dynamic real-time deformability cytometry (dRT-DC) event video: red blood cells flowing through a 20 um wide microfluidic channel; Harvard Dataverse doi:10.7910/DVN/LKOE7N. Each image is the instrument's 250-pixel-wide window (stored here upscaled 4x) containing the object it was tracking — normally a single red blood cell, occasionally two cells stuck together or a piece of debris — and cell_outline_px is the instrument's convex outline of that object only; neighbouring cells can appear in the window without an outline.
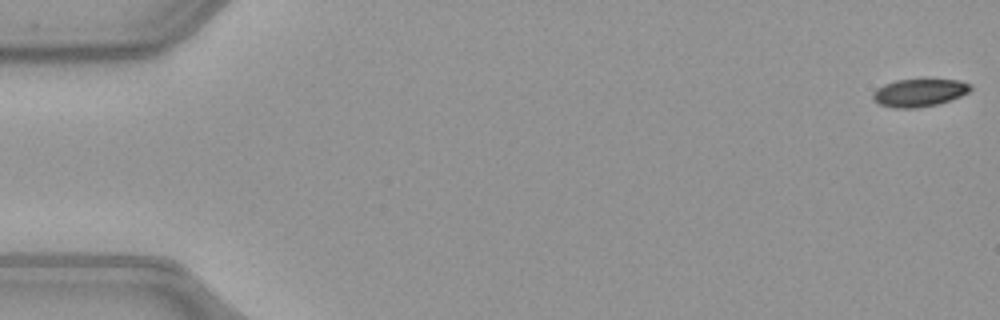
{"species": "common noctule bat (a hibernating species)", "species_latin": "Nyctalus noctula", "temperature_condition": "warm", "stored_images_in_passage": 9, "camera_frame_rate_fps": 3000, "um_per_image_px": 0.085, "animal": {"sex": "female", "body_mass_g": 21.9}, "frame": {"image": 1, "passage_image": 1, "time_ms": 0.0, "image_size_px": [1000, 320], "cell_outline_px": [[972, 88], [968, 92], [960, 96], [940, 104], [916, 108], [892, 108], [880, 104], [872, 100], [872, 92], [876, 88], [884, 84], [896, 80], [924, 76], [928, 76], [960, 80], [972, 84]], "centroid_in_image_um": [78.16, 7.82], "position_along_channel_um": 6.8, "area_um2": 16.88}}